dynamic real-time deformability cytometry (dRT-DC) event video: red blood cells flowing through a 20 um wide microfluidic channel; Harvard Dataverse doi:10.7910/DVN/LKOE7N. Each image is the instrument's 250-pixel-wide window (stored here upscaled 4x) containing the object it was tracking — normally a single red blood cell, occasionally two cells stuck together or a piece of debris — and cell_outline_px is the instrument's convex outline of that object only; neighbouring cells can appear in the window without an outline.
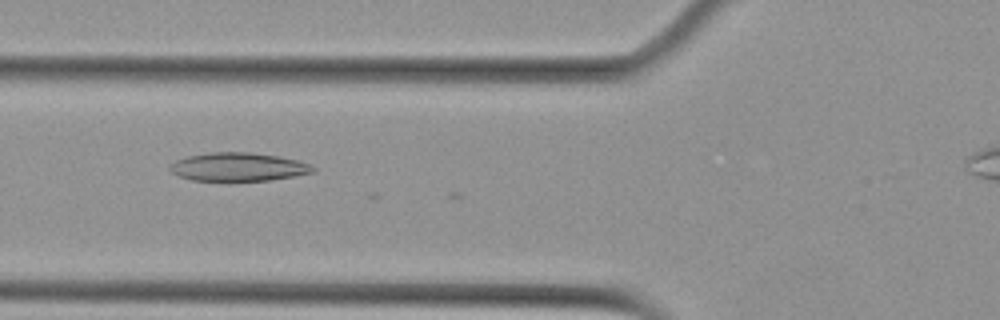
{"species": "Egyptian fruit bat (a non-hibernating species)", "species_latin": "Rousettus aegyptiacus", "temperature_condition": "cold", "stored_images_in_passage": 5, "camera_frame_rate_fps": 3000, "um_per_image_px": 0.085, "animal": {"sex": "female"}, "frame": {"image": 1, "passage_image": 3, "time_ms": 0.667, "image_size_px": [1000, 320], "cell_outline_px": [[316, 172], [296, 176], [268, 180], [192, 180], [180, 176], [172, 172], [168, 168], [168, 164], [184, 156], [208, 152], [248, 152], [280, 156], [296, 160], [308, 164], [316, 168]], "centroid_in_image_um": [20.23, 14.17], "position_along_channel_um": 105.6, "area_um2": 23.76}}